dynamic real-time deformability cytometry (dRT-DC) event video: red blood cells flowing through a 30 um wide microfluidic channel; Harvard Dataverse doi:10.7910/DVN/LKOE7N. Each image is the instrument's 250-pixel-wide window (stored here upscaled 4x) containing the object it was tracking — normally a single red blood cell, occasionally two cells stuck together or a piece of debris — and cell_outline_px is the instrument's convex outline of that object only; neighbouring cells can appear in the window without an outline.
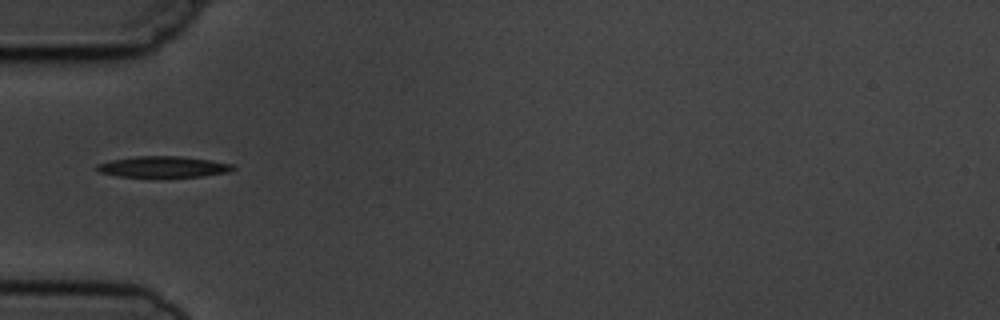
{"species": "common noctule bat (a hibernating species)", "species_latin": "Nyctalus noctula", "temperature_condition": "cold", "stored_images_in_passage": 8, "camera_frame_rate_fps": 3000, "um_per_image_px": 0.085, "animal": {"sex": "male", "body_mass_g": 19.5, "forearm_length_mm": 54.6}, "frame": {"image": 1, "passage_image": 5, "time_ms": 5.667, "image_size_px": [1000, 320], "cell_outline_px": [[236, 168], [228, 172], [200, 176], [120, 176], [100, 172], [96, 168], [96, 164], [112, 160], [136, 156], [180, 156], [212, 160], [236, 164]], "centroid_in_image_um": [13.94, 14.16], "position_along_channel_um": 71.1, "area_um2": 16.47}}
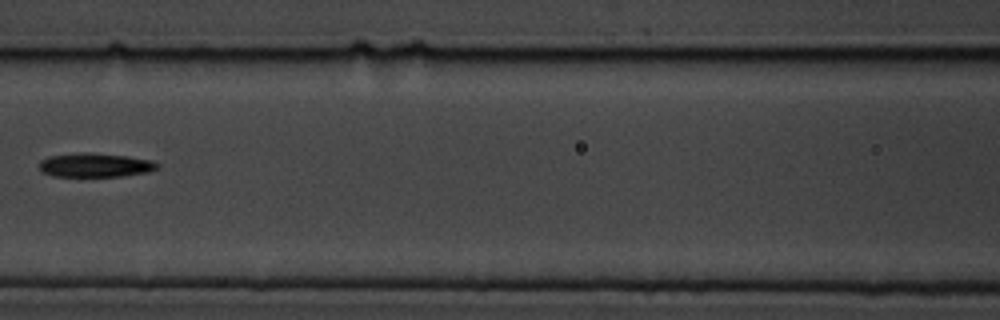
{"frame": {"image": 2, "passage_image": 7, "time_ms": 8.0, "image_size_px": [1000, 320], "cell_outline_px": [[160, 168], [148, 172], [124, 176], [52, 176], [40, 172], [40, 160], [52, 156], [80, 152], [92, 152], [128, 156], [152, 160], [160, 164]], "centroid_in_image_um": [8.13, 14.03], "position_along_channel_um": 158.5, "area_um2": 16.7}}
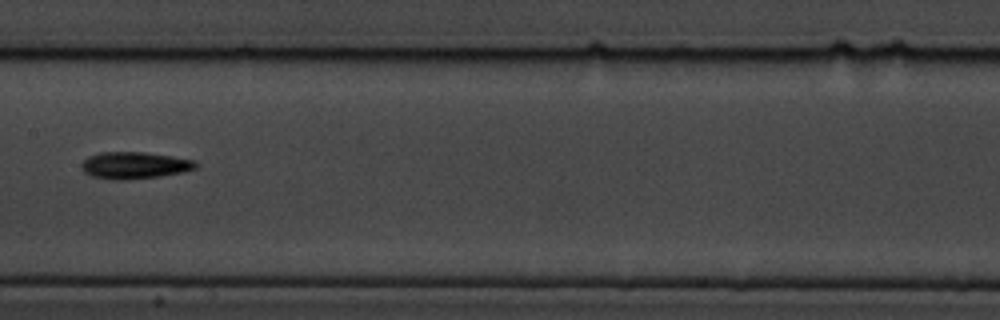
{"frame": {"image": 3, "passage_image": 8, "time_ms": 9.0, "image_size_px": [1000, 320], "cell_outline_px": [[200, 164], [196, 168], [184, 172], [160, 176], [124, 180], [116, 180], [92, 176], [84, 172], [80, 168], [80, 164], [88, 156], [100, 152], [144, 152], [172, 156], [196, 160]], "centroid_in_image_um": [11.45, 14.05], "position_along_channel_um": 196.0, "area_um2": 18.09}}